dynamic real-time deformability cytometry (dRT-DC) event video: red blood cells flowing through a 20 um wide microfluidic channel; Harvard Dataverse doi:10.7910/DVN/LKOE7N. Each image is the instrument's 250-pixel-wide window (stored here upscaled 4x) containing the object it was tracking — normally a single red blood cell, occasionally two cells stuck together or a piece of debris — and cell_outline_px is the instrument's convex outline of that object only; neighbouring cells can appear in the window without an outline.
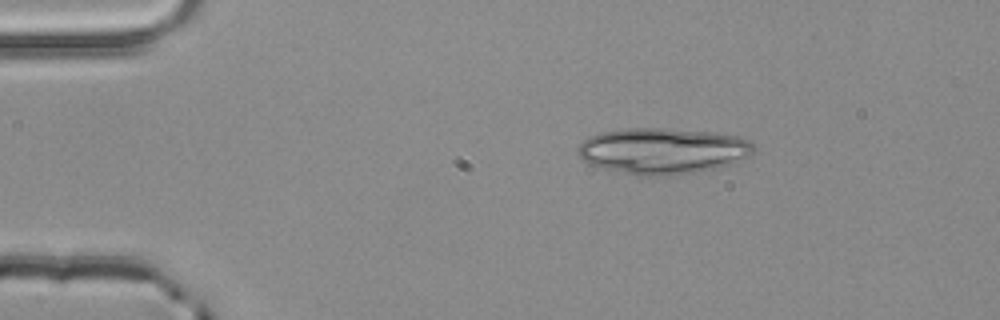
{"species": "common noctule bat (a hibernating species)", "species_latin": "Nyctalus noctula", "temperature_condition": "room temperature", "stored_images_in_passage": 2, "camera_frame_rate_fps": 3000, "um_per_image_px": 0.085, "animal": {"sex": "male", "body_mass_g": 20.4}, "frame": {"image": 1, "passage_image": 1, "time_ms": 0.0, "image_size_px": [1000, 320], "cell_outline_px": [[756, 148], [748, 156], [732, 164], [716, 168], [672, 176], [640, 176], [604, 168], [580, 160], [576, 152], [580, 144], [584, 140], [600, 132], [628, 128], [668, 128], [708, 132], [736, 136], [752, 140]], "centroid_in_image_um": [56.34, 12.83], "position_along_channel_um": 28.7, "area_um2": 47.34}}